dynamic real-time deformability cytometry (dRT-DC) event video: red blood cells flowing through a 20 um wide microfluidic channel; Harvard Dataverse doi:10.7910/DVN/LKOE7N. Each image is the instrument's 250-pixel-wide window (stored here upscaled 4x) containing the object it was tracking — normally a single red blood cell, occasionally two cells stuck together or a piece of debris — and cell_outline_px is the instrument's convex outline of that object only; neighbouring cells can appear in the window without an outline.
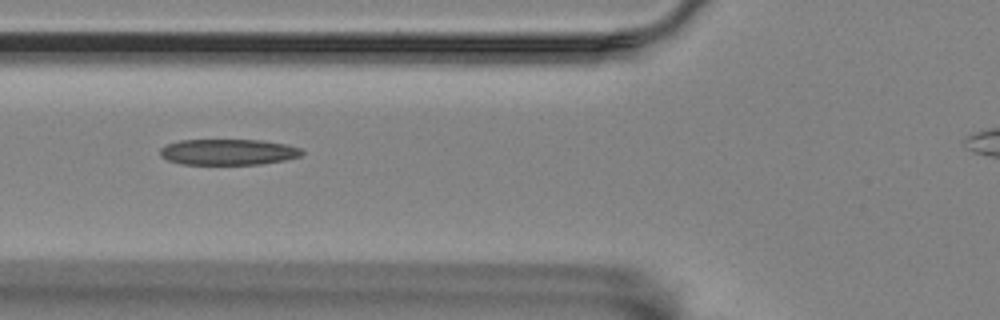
{"species": "Egyptian fruit bat (a non-hibernating species)", "species_latin": "Rousettus aegyptiacus", "temperature_condition": "room temperature", "stored_images_in_passage": 7, "camera_frame_rate_fps": 3000, "um_per_image_px": 0.085, "animal": {"sex": "female"}, "frame": {"image": 1, "passage_image": 4, "time_ms": 3.667, "image_size_px": [1000, 320], "cell_outline_px": [[304, 152], [300, 156], [284, 160], [260, 164], [180, 164], [168, 160], [160, 156], [160, 148], [168, 144], [180, 140], [260, 140], [288, 144], [300, 148]], "centroid_in_image_um": [19.4, 12.92], "position_along_channel_um": 106.4, "area_um2": 21.39}}
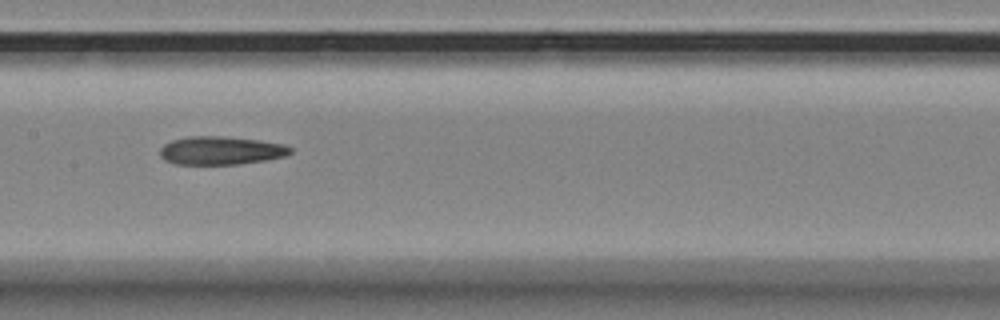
{"frame": {"image": 2, "passage_image": 6, "time_ms": 6.0, "image_size_px": [1000, 320], "cell_outline_px": [[292, 152], [284, 156], [264, 160], [240, 164], [176, 164], [164, 160], [160, 156], [160, 148], [164, 144], [172, 140], [188, 136], [224, 136], [260, 140], [284, 144], [292, 148]], "centroid_in_image_um": [18.76, 12.79], "position_along_channel_um": 188.6, "area_um2": 21.56}}
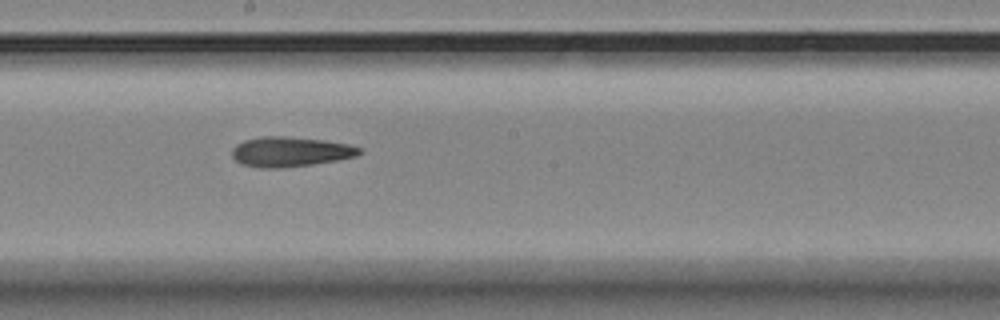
{"frame": {"image": 3, "passage_image": 7, "time_ms": 7.0, "image_size_px": [1000, 320], "cell_outline_px": [[364, 152], [356, 156], [336, 160], [312, 164], [276, 168], [260, 168], [240, 164], [232, 156], [232, 148], [236, 144], [244, 140], [264, 136], [284, 136], [324, 140], [352, 144], [360, 148]], "centroid_in_image_um": [24.68, 12.89], "position_along_channel_um": 223.5, "area_um2": 22.25}}